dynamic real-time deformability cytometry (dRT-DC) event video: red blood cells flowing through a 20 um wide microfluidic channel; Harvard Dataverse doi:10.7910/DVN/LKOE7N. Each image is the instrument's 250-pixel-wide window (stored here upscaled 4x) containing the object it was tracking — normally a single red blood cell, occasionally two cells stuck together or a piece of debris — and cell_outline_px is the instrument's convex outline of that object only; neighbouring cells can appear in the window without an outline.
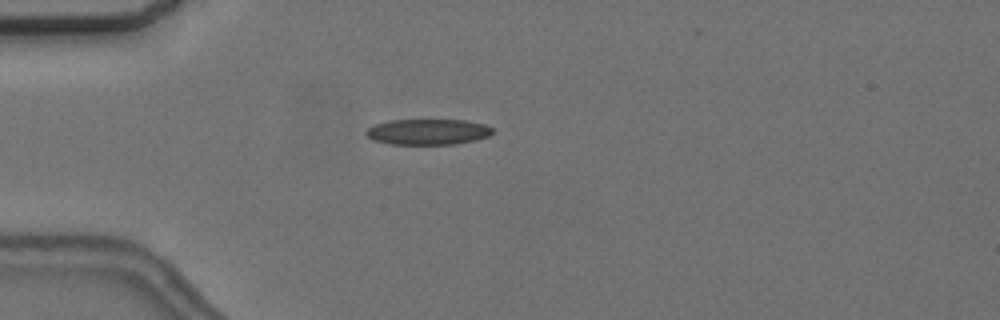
{"species": "common noctule bat (a hibernating species)", "species_latin": "Nyctalus noctula", "temperature_condition": "cold", "stored_images_in_passage": 6, "camera_frame_rate_fps": 3000, "um_per_image_px": 0.085, "animal": {"sex": "female", "body_mass_g": 24.6, "forearm_length_mm": 56.2}, "frame": {"image": 1, "passage_image": 4, "time_ms": 4.667, "image_size_px": [1000, 320], "cell_outline_px": [[492, 132], [488, 136], [476, 140], [456, 144], [388, 144], [372, 140], [364, 132], [368, 128], [376, 124], [392, 120], [464, 120], [484, 124], [492, 128]], "centroid_in_image_um": [36.36, 11.21], "position_along_channel_um": 48.6, "area_um2": 18.9}}